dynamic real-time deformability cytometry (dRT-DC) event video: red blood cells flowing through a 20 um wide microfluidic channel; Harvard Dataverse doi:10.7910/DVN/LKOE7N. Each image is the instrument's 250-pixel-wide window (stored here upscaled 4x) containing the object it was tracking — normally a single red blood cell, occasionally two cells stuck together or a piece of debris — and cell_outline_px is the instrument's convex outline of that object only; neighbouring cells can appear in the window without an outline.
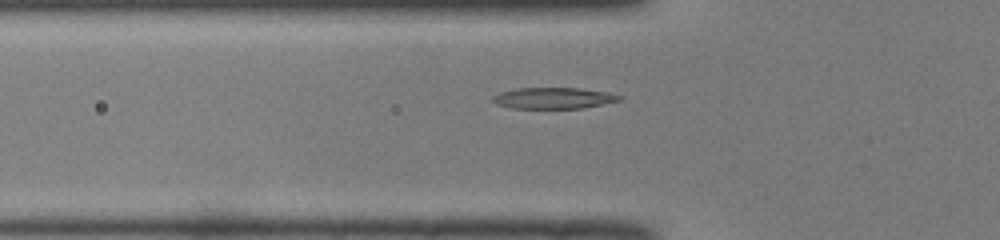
{"species": "common noctule bat (a hibernating species)", "species_latin": "Nyctalus noctula", "temperature_condition": "room temperature", "stored_images_in_passage": 43, "camera_frame_rate_fps": 3000, "um_per_image_px": 0.085, "animal": {"sex": "male", "body_mass_g": 19.0, "forearm_length_mm": 50.8}, "frame": {"image": 1, "passage_image": 10, "time_ms": 3.0, "image_size_px": [1000, 240], "cell_outline_px": [[624, 96], [620, 100], [580, 108], [512, 108], [496, 104], [492, 100], [492, 96], [500, 92], [516, 88], [580, 88], [608, 92]], "centroid_in_image_um": [47.03, 8.33], "position_along_channel_um": 78.8, "area_um2": 15.55}}
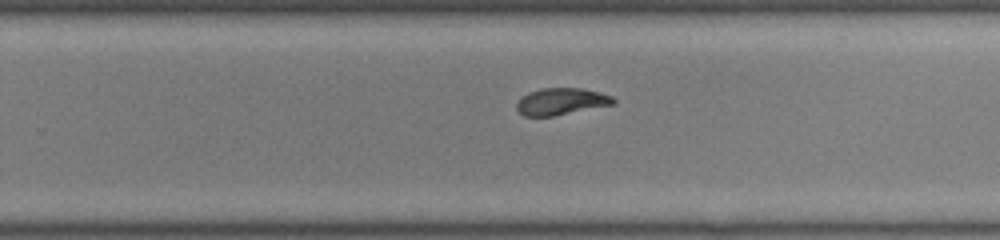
{"frame": {"image": 2, "passage_image": 25, "time_ms": 8.0, "image_size_px": [1000, 240], "cell_outline_px": [[616, 104], [552, 116], [524, 116], [516, 108], [516, 104], [520, 96], [528, 92], [540, 88], [580, 88], [600, 92], [612, 96], [616, 100]], "centroid_in_image_um": [47.7, 8.62], "position_along_channel_um": 282.1, "area_um2": 15.26}}
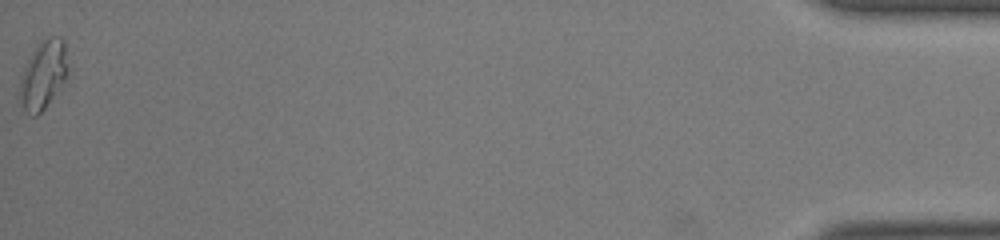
{"frame": {"image": 3, "passage_image": 43, "time_ms": 14.0, "image_size_px": [1000, 240], "cell_outline_px": [[68, 72], [64, 80], [44, 108], [36, 116], [32, 116], [16, 100], [20, 80], [24, 64], [36, 44], [40, 40], [48, 36], [60, 36], [64, 40], [68, 68]], "centroid_in_image_um": [3.62, 6.31], "position_along_channel_um": 431.6, "area_um2": 19.54}, "authors_computed_cell_mechanics": {"area_um2": 15.7216, "velocity_mm_per_s": 4.0683, "shape_relaxation_time_tau1_ms": 7.2186, "shape_relaxation_time_tau2_ms": 1.5275, "deformation_change_tau1": 0.257, "deformation_change_tau2": 0.0754}}